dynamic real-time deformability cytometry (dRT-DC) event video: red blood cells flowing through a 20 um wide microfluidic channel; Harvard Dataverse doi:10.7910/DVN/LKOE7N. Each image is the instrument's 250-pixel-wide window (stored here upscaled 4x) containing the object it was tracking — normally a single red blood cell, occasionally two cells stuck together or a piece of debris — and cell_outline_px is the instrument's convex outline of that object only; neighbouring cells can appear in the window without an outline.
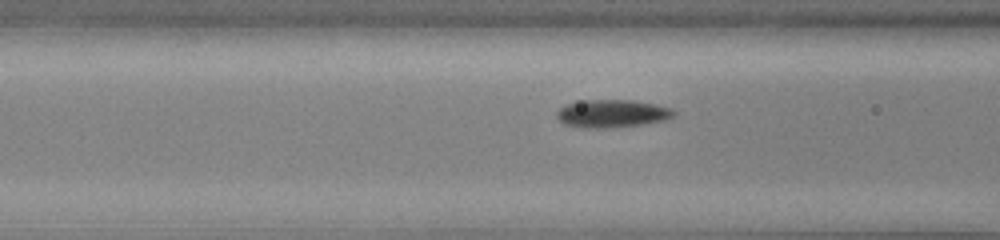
{"species": "common noctule bat (a hibernating species)", "species_latin": "Nyctalus noctula", "temperature_condition": "cold", "stored_images_in_passage": 13, "camera_frame_rate_fps": 3000, "um_per_image_px": 0.085, "animal": {"sex": "male", "body_mass_g": 13.0, "forearm_length_mm": 53.1}, "frame": {"image": 1, "passage_image": 11, "time_ms": 3.333, "image_size_px": [1000, 240], "cell_outline_px": [[676, 112], [672, 116], [664, 120], [644, 124], [604, 128], [580, 128], [564, 124], [556, 116], [556, 112], [560, 108], [568, 104], [584, 100], [632, 100], [656, 104], [672, 108]], "centroid_in_image_um": [52.02, 9.65], "position_along_channel_um": 114.6, "area_um2": 18.96}}